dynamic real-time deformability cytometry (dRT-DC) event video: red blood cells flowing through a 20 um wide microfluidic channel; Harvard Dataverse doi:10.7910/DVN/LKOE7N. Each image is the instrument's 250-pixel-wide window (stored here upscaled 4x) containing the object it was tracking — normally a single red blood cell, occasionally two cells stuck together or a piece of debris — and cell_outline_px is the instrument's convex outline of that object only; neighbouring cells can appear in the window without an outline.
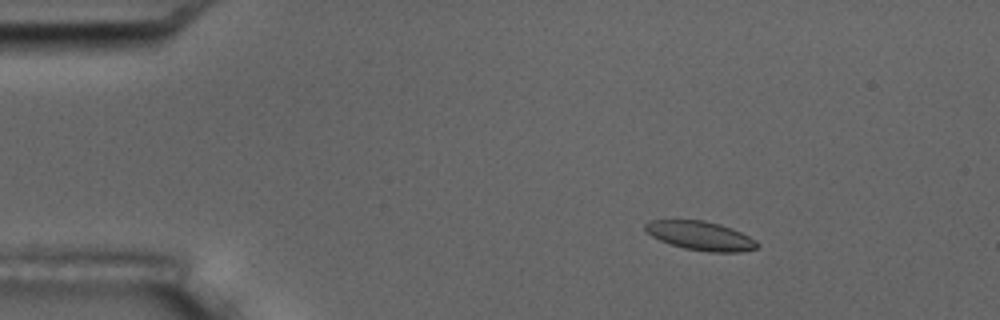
{"species": "common noctule bat (a hibernating species)", "species_latin": "Nyctalus noctula", "temperature_condition": "room temperature", "stored_images_in_passage": 5, "camera_frame_rate_fps": 3000, "um_per_image_px": 0.085, "animal": {"sex": "male", "body_mass_g": 17.5, "forearm_length_mm": 52.3}, "frame": {"image": 1, "passage_image": 2, "time_ms": 1.0, "image_size_px": [1000, 320], "cell_outline_px": [[760, 244], [756, 248], [740, 252], [708, 252], [684, 248], [660, 240], [652, 236], [644, 228], [644, 224], [652, 220], [704, 220], [720, 224], [732, 228], [756, 240]], "centroid_in_image_um": [59.56, 20.04], "position_along_channel_um": 25.4, "area_um2": 18.79}}
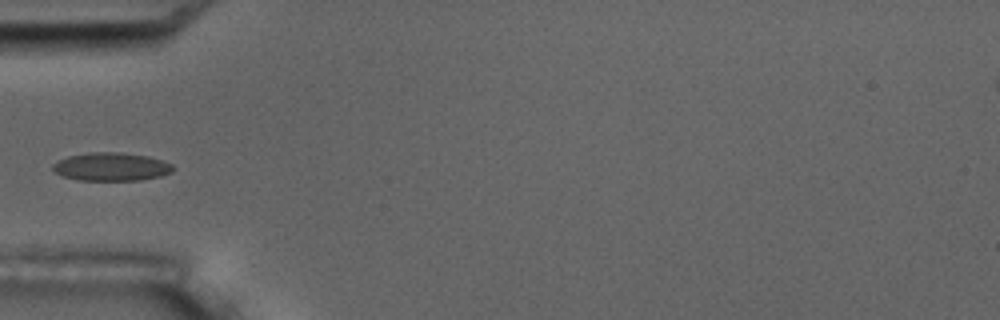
{"frame": {"image": 2, "passage_image": 5, "time_ms": 4.333, "image_size_px": [1000, 320], "cell_outline_px": [[176, 168], [172, 172], [160, 176], [140, 180], [80, 180], [64, 176], [56, 172], [52, 168], [52, 164], [68, 156], [92, 152], [120, 152], [148, 156], [172, 164]], "centroid_in_image_um": [9.49, 14.17], "position_along_channel_um": 75.5, "area_um2": 19.65}}